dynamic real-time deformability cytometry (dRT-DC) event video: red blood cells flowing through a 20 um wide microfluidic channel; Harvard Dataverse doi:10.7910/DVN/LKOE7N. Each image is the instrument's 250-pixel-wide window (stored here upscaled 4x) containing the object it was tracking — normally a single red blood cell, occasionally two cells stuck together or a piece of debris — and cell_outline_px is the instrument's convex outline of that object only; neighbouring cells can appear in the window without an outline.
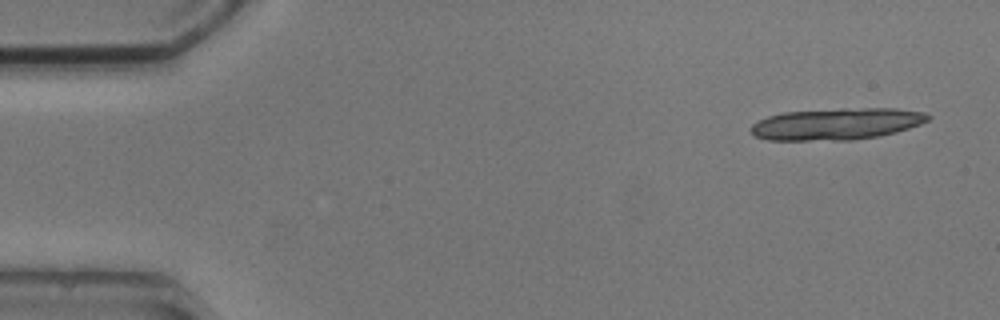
{"species": "common noctule bat (a hibernating species)", "species_latin": "Nyctalus noctula", "temperature_condition": "cold", "stored_images_in_passage": 4, "camera_frame_rate_fps": 3000, "um_per_image_px": 0.085, "animal": {"sex": "male", "body_mass_g": 20.5, "forearm_length_mm": 52.5}, "frame": {"image": 1, "passage_image": 1, "time_ms": 0.0, "image_size_px": [1000, 320], "cell_outline_px": [[932, 116], [928, 120], [920, 124], [896, 132], [880, 136], [852, 140], [768, 140], [756, 136], [752, 132], [752, 124], [768, 116], [784, 112], [840, 108], [896, 108], [924, 112]], "centroid_in_image_um": [71.15, 10.53], "position_along_channel_um": 13.9, "area_um2": 32.77}}
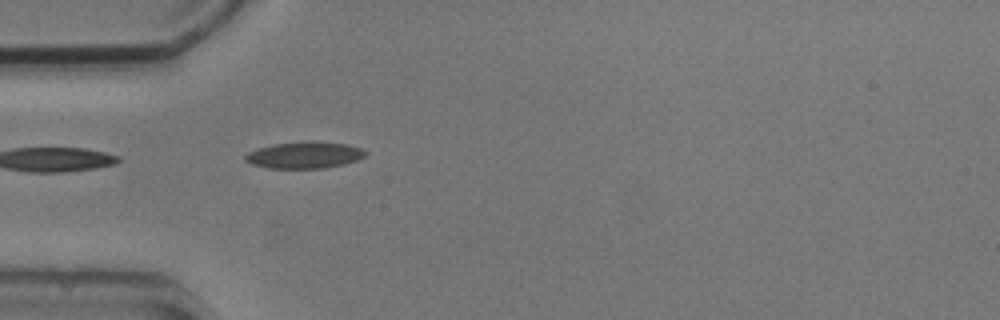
{"frame": {"image": 2, "passage_image": 4, "time_ms": 4.333, "image_size_px": [1000, 320], "cell_outline_px": [[368, 152], [364, 156], [356, 160], [344, 164], [324, 168], [268, 168], [252, 164], [244, 160], [244, 156], [248, 152], [272, 144], [312, 140], [316, 140], [348, 144], [360, 148]], "centroid_in_image_um": [25.89, 13.16], "position_along_channel_um": 59.1, "area_um2": 18.79}}